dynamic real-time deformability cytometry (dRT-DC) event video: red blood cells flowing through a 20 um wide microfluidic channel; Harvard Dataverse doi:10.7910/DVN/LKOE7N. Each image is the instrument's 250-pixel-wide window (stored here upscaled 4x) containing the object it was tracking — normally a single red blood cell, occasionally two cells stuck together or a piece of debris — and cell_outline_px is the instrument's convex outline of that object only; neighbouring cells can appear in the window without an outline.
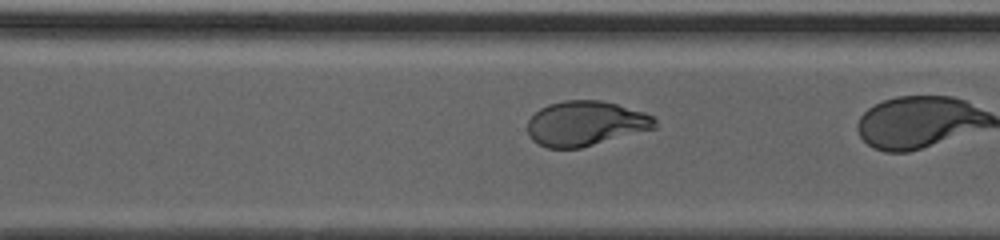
{"species": "human", "species_latin": "Homo sapiens", "temperature_condition": "cold", "stored_images_in_passage": 31, "camera_frame_rate_fps": 3000, "um_per_image_px": 0.085, "donor": {"sex": "male"}, "frame": {"image": 1, "passage_image": 27, "time_ms": 8.667, "image_size_px": [1000, 240], "cell_outline_px": [[656, 128], [580, 148], [548, 148], [532, 140], [528, 132], [528, 120], [540, 108], [548, 104], [564, 100], [600, 100], [616, 104], [644, 112], [652, 116], [656, 120]], "centroid_in_image_um": [49.77, 10.49], "position_along_channel_um": 320.8, "area_um2": 33.12}}